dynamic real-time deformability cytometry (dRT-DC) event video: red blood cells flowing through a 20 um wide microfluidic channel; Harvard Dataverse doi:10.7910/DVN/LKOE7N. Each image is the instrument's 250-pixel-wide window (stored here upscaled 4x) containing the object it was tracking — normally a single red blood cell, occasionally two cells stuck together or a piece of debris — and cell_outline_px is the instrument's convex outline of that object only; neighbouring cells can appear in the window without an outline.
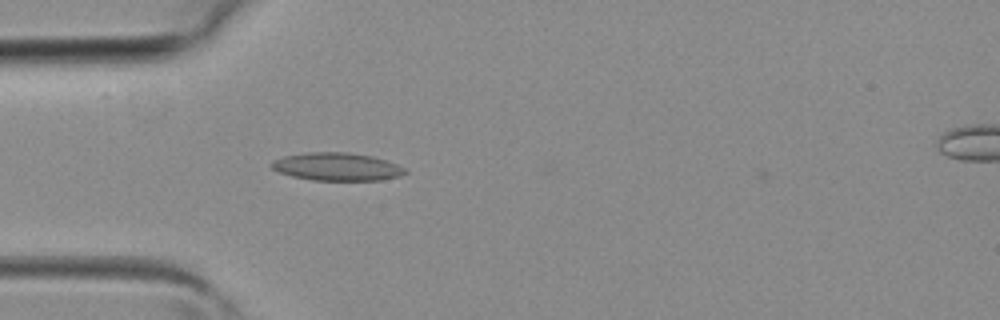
{"species": "common noctule bat (a hibernating species)", "species_latin": "Nyctalus noctula", "temperature_condition": "room temperature", "stored_images_in_passage": 3, "camera_frame_rate_fps": 3000, "um_per_image_px": 0.085, "animal": {"sex": "female", "body_mass_g": 19.3, "forearm_length_mm": 54.1}, "frame": {"image": 1, "passage_image": 2, "time_ms": 0.333, "image_size_px": [1000, 320], "cell_outline_px": [[408, 172], [400, 176], [380, 180], [312, 180], [292, 176], [280, 172], [272, 168], [268, 164], [272, 160], [284, 156], [308, 152], [348, 152], [372, 156], [396, 164], [404, 168]], "centroid_in_image_um": [28.61, 14.16], "position_along_channel_um": 56.4, "area_um2": 21.68}}